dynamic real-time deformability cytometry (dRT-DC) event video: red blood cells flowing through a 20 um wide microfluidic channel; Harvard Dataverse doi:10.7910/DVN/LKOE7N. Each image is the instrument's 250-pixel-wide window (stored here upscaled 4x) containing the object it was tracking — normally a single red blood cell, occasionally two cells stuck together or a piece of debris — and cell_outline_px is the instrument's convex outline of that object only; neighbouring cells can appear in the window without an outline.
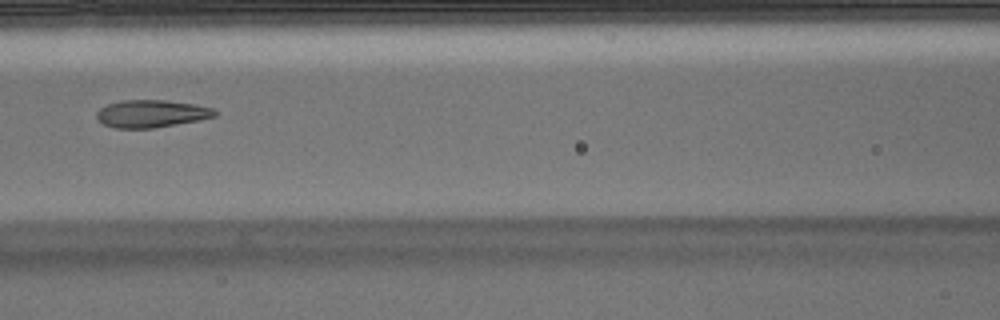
{"species": "Egyptian fruit bat (a non-hibernating species)", "species_latin": "Rousettus aegyptiacus", "temperature_condition": "warm", "stored_images_in_passage": 7, "camera_frame_rate_fps": 3000, "um_per_image_px": 0.085, "animal": {"sex": "male"}, "frame": {"image": 1, "passage_image": 7, "time_ms": 2.0, "image_size_px": [1000, 320], "cell_outline_px": [[220, 112], [216, 116], [200, 120], [152, 128], [116, 128], [104, 124], [96, 116], [96, 112], [100, 108], [108, 104], [120, 100], [164, 100], [196, 104], [212, 108]], "centroid_in_image_um": [12.9, 9.65], "position_along_channel_um": 153.7, "area_um2": 18.96}}